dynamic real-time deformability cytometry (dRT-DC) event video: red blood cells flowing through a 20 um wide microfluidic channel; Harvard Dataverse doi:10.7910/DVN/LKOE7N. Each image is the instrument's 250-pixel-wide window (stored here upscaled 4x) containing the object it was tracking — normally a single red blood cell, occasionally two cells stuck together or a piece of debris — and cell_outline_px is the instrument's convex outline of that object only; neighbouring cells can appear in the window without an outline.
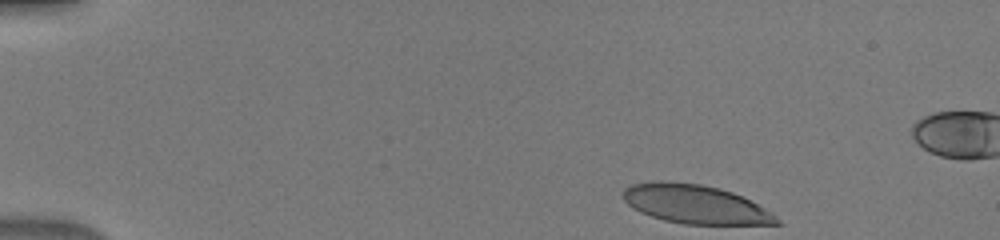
{"species": "human", "species_latin": "Homo sapiens", "temperature_condition": "warm", "stored_images_in_passage": 43, "camera_frame_rate_fps": 3000, "um_per_image_px": 0.085, "donor": {"sex": "male"}, "frame": {"image": 1, "passage_image": 1, "time_ms": 0.0, "image_size_px": [1000, 240], "cell_outline_px": [[784, 224], [684, 224], [664, 220], [640, 212], [632, 208], [624, 200], [624, 188], [632, 184], [652, 180], [668, 180], [700, 184], [720, 188], [732, 192], [772, 212]], "centroid_in_image_um": [59.07, 17.34], "position_along_channel_um": 25.9, "area_um2": 34.74}}
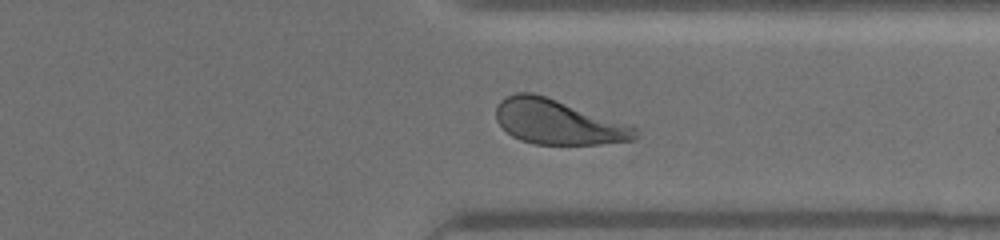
{"frame": {"image": 2, "passage_image": 33, "time_ms": 10.667, "image_size_px": [1000, 240], "cell_outline_px": [[640, 136], [636, 140], [600, 144], [536, 144], [520, 140], [512, 136], [496, 120], [496, 104], [500, 100], [516, 92], [532, 92], [632, 124], [636, 128]], "centroid_in_image_um": [47.48, 10.37], "position_along_channel_um": 363.9, "area_um2": 36.53}}
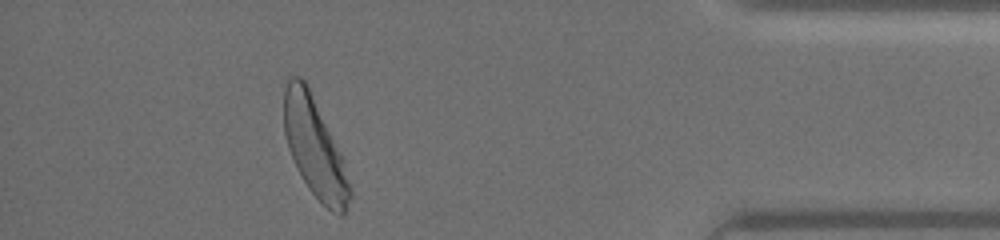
{"frame": {"image": 3, "passage_image": 39, "time_ms": 12.667, "image_size_px": [1000, 240], "cell_outline_px": [[352, 196], [344, 216], [340, 216], [332, 212], [308, 188], [288, 148], [284, 132], [284, 88], [288, 76], [300, 76], [304, 80], [340, 152], [352, 188]], "centroid_in_image_um": [26.75, 12.57], "position_along_channel_um": 408.4, "area_um2": 37.4}}